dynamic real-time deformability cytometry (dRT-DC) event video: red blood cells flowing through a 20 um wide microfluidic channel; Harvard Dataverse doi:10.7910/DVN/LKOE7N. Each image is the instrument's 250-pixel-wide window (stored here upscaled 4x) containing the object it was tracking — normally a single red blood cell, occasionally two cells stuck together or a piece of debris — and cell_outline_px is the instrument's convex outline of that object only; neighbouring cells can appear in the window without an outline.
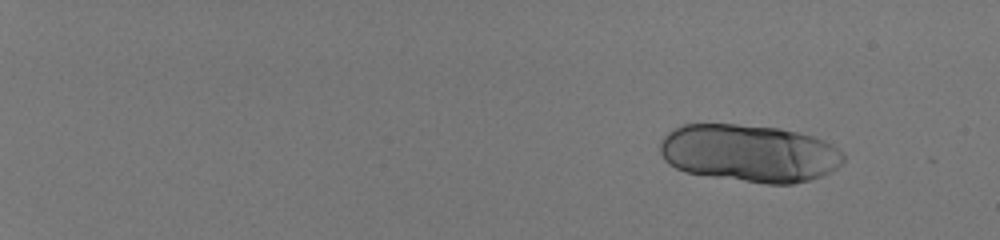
{"species": "human", "species_latin": "Homo sapiens", "temperature_condition": "room temperature", "stored_images_in_passage": 28, "camera_frame_rate_fps": 3000, "um_per_image_px": 0.085, "donor": {"sex": "male"}, "frame": {"image": 1, "passage_image": 8, "time_ms": 2.333, "image_size_px": [1000, 240], "cell_outline_px": [[844, 160], [836, 168], [820, 176], [808, 180], [792, 184], [768, 184], [684, 172], [668, 164], [664, 160], [660, 152], [660, 144], [664, 136], [668, 132], [680, 124], [740, 124], [780, 128], [812, 136], [824, 140], [832, 144], [844, 152]], "centroid_in_image_um": [63.68, 13.01], "position_along_channel_um": 21.3, "area_um2": 61.67}}